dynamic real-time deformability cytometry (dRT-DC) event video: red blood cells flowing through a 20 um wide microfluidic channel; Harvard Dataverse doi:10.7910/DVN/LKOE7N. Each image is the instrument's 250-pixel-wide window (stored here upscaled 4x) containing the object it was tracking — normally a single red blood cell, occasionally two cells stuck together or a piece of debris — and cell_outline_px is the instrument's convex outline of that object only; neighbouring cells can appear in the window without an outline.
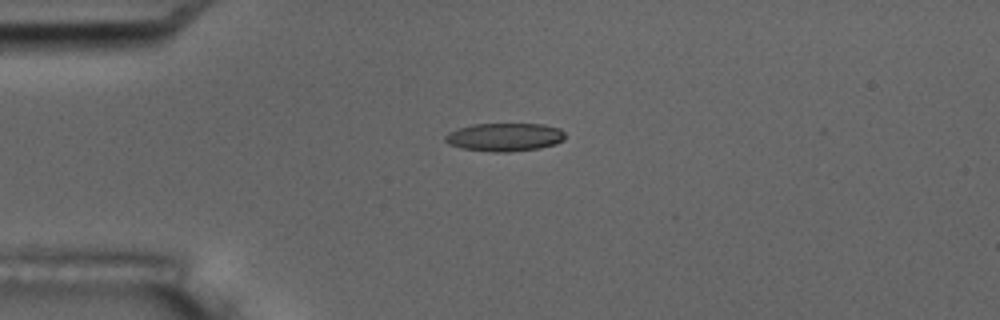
{"species": "common noctule bat (a hibernating species)", "species_latin": "Nyctalus noctula", "temperature_condition": "room temperature", "stored_images_in_passage": 2, "camera_frame_rate_fps": 3000, "um_per_image_px": 0.085, "animal": {"sex": "male", "body_mass_g": 17.5, "forearm_length_mm": 52.3}, "frame": {"image": 1, "passage_image": 1, "time_ms": 0.0, "image_size_px": [1000, 320], "cell_outline_px": [[564, 140], [556, 144], [540, 148], [508, 152], [492, 152], [460, 148], [448, 144], [444, 140], [444, 136], [448, 132], [472, 124], [544, 124], [560, 128], [564, 132]], "centroid_in_image_um": [42.89, 11.66], "position_along_channel_um": 42.1, "area_um2": 19.88}}